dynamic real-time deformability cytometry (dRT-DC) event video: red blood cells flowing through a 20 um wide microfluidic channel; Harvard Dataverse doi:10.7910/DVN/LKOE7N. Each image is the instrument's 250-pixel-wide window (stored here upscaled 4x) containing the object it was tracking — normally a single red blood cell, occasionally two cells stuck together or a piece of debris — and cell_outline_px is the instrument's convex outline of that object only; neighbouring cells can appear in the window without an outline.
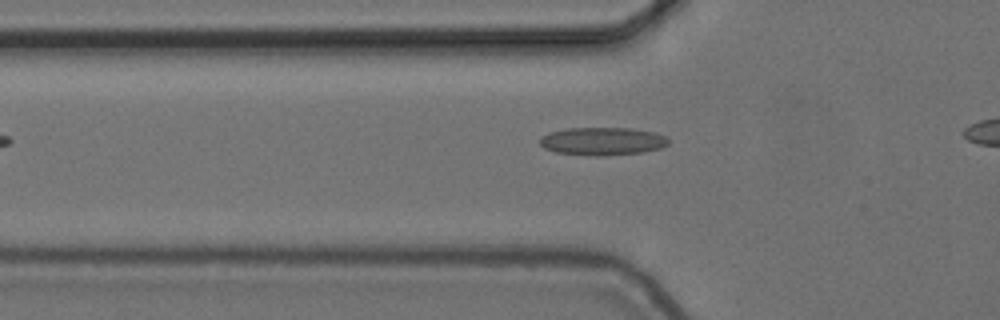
{"species": "common noctule bat (a hibernating species)", "species_latin": "Nyctalus noctula", "temperature_condition": "cold", "stored_images_in_passage": 30, "camera_frame_rate_fps": 3000, "um_per_image_px": 0.085, "animal": {"sex": "female", "body_mass_g": 24.6, "forearm_length_mm": 56.2}, "frame": {"image": 1, "passage_image": 3, "time_ms": 0.667, "image_size_px": [1000, 320], "cell_outline_px": [[668, 144], [660, 148], [640, 152], [600, 156], [596, 156], [556, 152], [544, 148], [540, 144], [540, 136], [548, 132], [568, 128], [632, 128], [656, 132], [664, 136], [668, 140]], "centroid_in_image_um": [51.18, 11.99], "position_along_channel_um": 74.6, "area_um2": 20.87}}
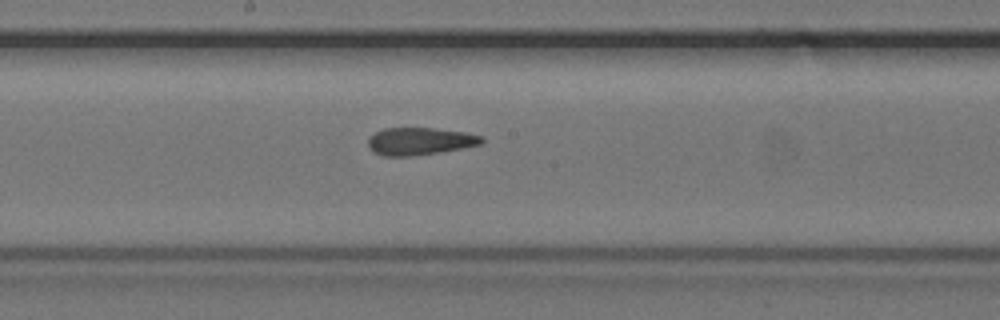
{"frame": {"image": 2, "passage_image": 14, "time_ms": 4.333, "image_size_px": [1000, 320], "cell_outline_px": [[484, 140], [480, 144], [440, 152], [412, 156], [384, 156], [372, 152], [368, 144], [368, 136], [384, 128], [432, 128], [468, 132], [484, 136]], "centroid_in_image_um": [35.67, 12.0], "position_along_channel_um": 212.5, "area_um2": 18.26}}
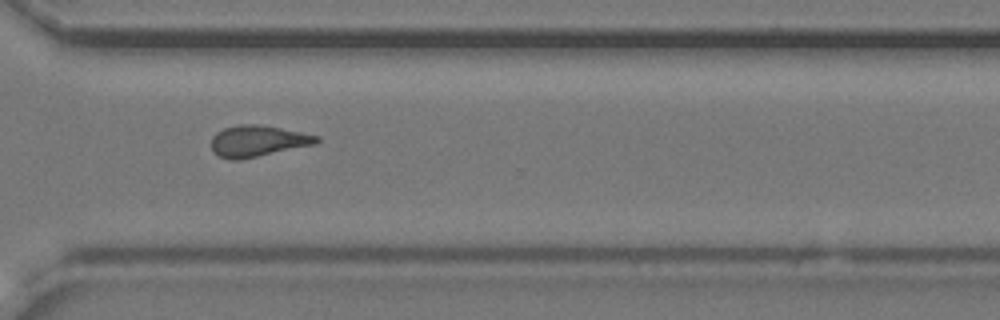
{"frame": {"image": 3, "passage_image": 25, "time_ms": 8.0, "image_size_px": [1000, 320], "cell_outline_px": [[320, 140], [316, 144], [240, 160], [232, 160], [220, 156], [212, 152], [212, 136], [216, 132], [224, 128], [236, 124], [260, 124], [320, 136]], "centroid_in_image_um": [21.9, 11.98], "position_along_channel_um": 348.7, "area_um2": 19.25}}